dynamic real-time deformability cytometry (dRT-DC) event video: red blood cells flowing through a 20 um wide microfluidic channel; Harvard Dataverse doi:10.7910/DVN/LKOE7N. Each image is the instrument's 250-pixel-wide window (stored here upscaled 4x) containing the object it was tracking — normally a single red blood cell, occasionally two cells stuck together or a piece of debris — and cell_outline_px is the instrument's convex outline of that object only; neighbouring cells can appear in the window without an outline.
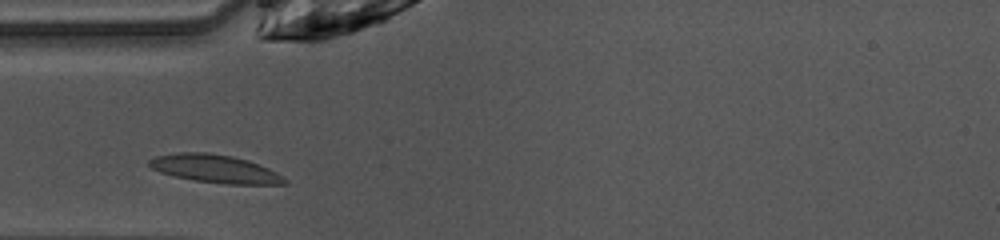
{"species": "common noctule bat (a hibernating species)", "species_latin": "Nyctalus noctula", "temperature_condition": "warm", "stored_images_in_passage": 24, "camera_frame_rate_fps": 3000, "um_per_image_px": 0.085, "animal": {"sex": "female", "body_mass_g": 10.0, "forearm_length_mm": 53.1}, "frame": {"image": 1, "passage_image": 1, "time_ms": 0.0, "image_size_px": [1000, 240], "cell_outline_px": [[288, 184], [228, 184], [192, 180], [160, 172], [152, 168], [148, 164], [148, 160], [156, 156], [176, 152], [208, 152], [232, 156], [248, 160], [268, 168], [276, 172], [288, 180]], "centroid_in_image_um": [18.28, 14.34], "position_along_channel_um": 66.7, "area_um2": 22.14}}
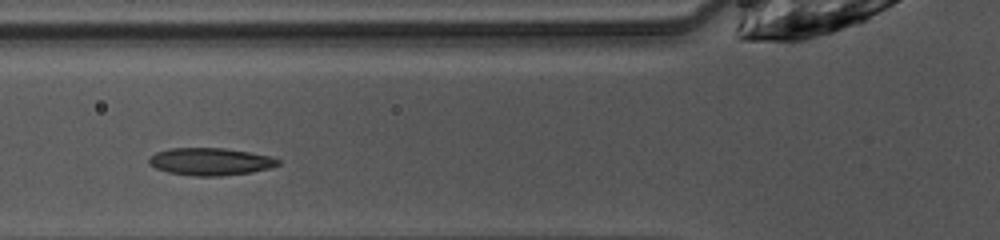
{"frame": {"image": 2, "passage_image": 4, "time_ms": 1.0, "image_size_px": [1000, 240], "cell_outline_px": [[280, 164], [268, 168], [252, 172], [220, 176], [196, 176], [168, 172], [156, 168], [148, 164], [148, 160], [156, 152], [168, 148], [224, 148], [272, 156], [280, 160]], "centroid_in_image_um": [17.88, 13.73], "position_along_channel_um": 107.9, "area_um2": 20.58}}